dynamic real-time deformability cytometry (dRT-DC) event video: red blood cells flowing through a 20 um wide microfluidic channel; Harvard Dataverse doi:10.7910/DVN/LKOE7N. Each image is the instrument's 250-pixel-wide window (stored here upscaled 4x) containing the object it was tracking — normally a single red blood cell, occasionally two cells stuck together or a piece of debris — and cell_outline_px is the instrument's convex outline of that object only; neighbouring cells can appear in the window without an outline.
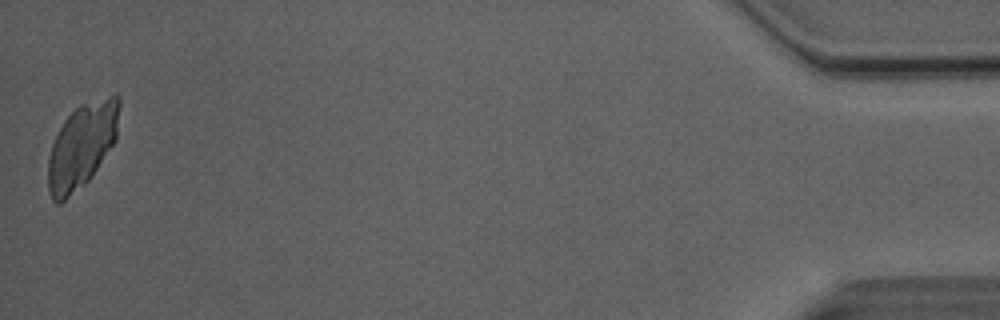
{"species": "Egyptian fruit bat (a non-hibernating species)", "species_latin": "Rousettus aegyptiacus", "temperature_condition": "room temperature", "stored_images_in_passage": 49, "camera_frame_rate_fps": 3000, "um_per_image_px": 0.085, "animal": {"sex": "male"}, "frame": {"image": 1, "passage_image": 49, "time_ms": 16.0, "image_size_px": [1000, 320], "cell_outline_px": [[120, 104], [116, 140], [92, 176], [84, 184], [60, 204], [56, 204], [52, 200], [48, 192], [48, 156], [52, 144], [64, 120], [80, 104], [116, 92], [120, 96]], "centroid_in_image_um": [6.97, 12.36], "position_along_channel_um": 428.2, "area_um2": 35.43}}